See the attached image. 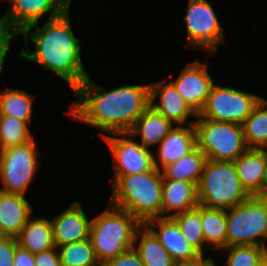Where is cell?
<instances>
[{
	"label": "cell",
	"instance_id": "1",
	"mask_svg": "<svg viewBox=\"0 0 267 266\" xmlns=\"http://www.w3.org/2000/svg\"><path fill=\"white\" fill-rule=\"evenodd\" d=\"M76 100L66 111L70 119L97 128L100 137L130 132L150 106L149 84H127L110 90L98 86L90 76L73 92Z\"/></svg>",
	"mask_w": 267,
	"mask_h": 266
},
{
	"label": "cell",
	"instance_id": "2",
	"mask_svg": "<svg viewBox=\"0 0 267 266\" xmlns=\"http://www.w3.org/2000/svg\"><path fill=\"white\" fill-rule=\"evenodd\" d=\"M47 20L42 27L37 22L19 33L24 38L25 48L18 55L51 71L74 92L89 74L81 57L82 43L71 26L70 8L64 14ZM28 41L33 43L35 50H30Z\"/></svg>",
	"mask_w": 267,
	"mask_h": 266
},
{
	"label": "cell",
	"instance_id": "3",
	"mask_svg": "<svg viewBox=\"0 0 267 266\" xmlns=\"http://www.w3.org/2000/svg\"><path fill=\"white\" fill-rule=\"evenodd\" d=\"M107 203L126 210L141 224L161 217L163 174L156 167L141 174L113 175Z\"/></svg>",
	"mask_w": 267,
	"mask_h": 266
},
{
	"label": "cell",
	"instance_id": "4",
	"mask_svg": "<svg viewBox=\"0 0 267 266\" xmlns=\"http://www.w3.org/2000/svg\"><path fill=\"white\" fill-rule=\"evenodd\" d=\"M108 208L92 217L89 239L96 258L107 260L133 248L136 230L142 225L126 210L105 204Z\"/></svg>",
	"mask_w": 267,
	"mask_h": 266
},
{
	"label": "cell",
	"instance_id": "5",
	"mask_svg": "<svg viewBox=\"0 0 267 266\" xmlns=\"http://www.w3.org/2000/svg\"><path fill=\"white\" fill-rule=\"evenodd\" d=\"M198 204L216 209H231L251 195L240 183L234 161L208 159L197 184Z\"/></svg>",
	"mask_w": 267,
	"mask_h": 266
},
{
	"label": "cell",
	"instance_id": "6",
	"mask_svg": "<svg viewBox=\"0 0 267 266\" xmlns=\"http://www.w3.org/2000/svg\"><path fill=\"white\" fill-rule=\"evenodd\" d=\"M227 247L255 245L267 248V195H252L226 210Z\"/></svg>",
	"mask_w": 267,
	"mask_h": 266
},
{
	"label": "cell",
	"instance_id": "7",
	"mask_svg": "<svg viewBox=\"0 0 267 266\" xmlns=\"http://www.w3.org/2000/svg\"><path fill=\"white\" fill-rule=\"evenodd\" d=\"M194 126L197 147L207 159L235 161L248 149L241 124L196 118Z\"/></svg>",
	"mask_w": 267,
	"mask_h": 266
},
{
	"label": "cell",
	"instance_id": "8",
	"mask_svg": "<svg viewBox=\"0 0 267 266\" xmlns=\"http://www.w3.org/2000/svg\"><path fill=\"white\" fill-rule=\"evenodd\" d=\"M35 140L0 150V191L26 194L40 165Z\"/></svg>",
	"mask_w": 267,
	"mask_h": 266
},
{
	"label": "cell",
	"instance_id": "9",
	"mask_svg": "<svg viewBox=\"0 0 267 266\" xmlns=\"http://www.w3.org/2000/svg\"><path fill=\"white\" fill-rule=\"evenodd\" d=\"M183 22L186 24V47L201 49L215 54L218 46L226 40L224 27L209 0H189Z\"/></svg>",
	"mask_w": 267,
	"mask_h": 266
},
{
	"label": "cell",
	"instance_id": "10",
	"mask_svg": "<svg viewBox=\"0 0 267 266\" xmlns=\"http://www.w3.org/2000/svg\"><path fill=\"white\" fill-rule=\"evenodd\" d=\"M262 97L215 83L197 118L242 124Z\"/></svg>",
	"mask_w": 267,
	"mask_h": 266
},
{
	"label": "cell",
	"instance_id": "11",
	"mask_svg": "<svg viewBox=\"0 0 267 266\" xmlns=\"http://www.w3.org/2000/svg\"><path fill=\"white\" fill-rule=\"evenodd\" d=\"M111 150L113 175L141 174L155 168L154 152L144 148L130 132L102 137Z\"/></svg>",
	"mask_w": 267,
	"mask_h": 266
},
{
	"label": "cell",
	"instance_id": "12",
	"mask_svg": "<svg viewBox=\"0 0 267 266\" xmlns=\"http://www.w3.org/2000/svg\"><path fill=\"white\" fill-rule=\"evenodd\" d=\"M10 2L7 12L0 18V26L20 33L24 28L40 22L48 14V19L64 14L71 6V0H6Z\"/></svg>",
	"mask_w": 267,
	"mask_h": 266
},
{
	"label": "cell",
	"instance_id": "13",
	"mask_svg": "<svg viewBox=\"0 0 267 266\" xmlns=\"http://www.w3.org/2000/svg\"><path fill=\"white\" fill-rule=\"evenodd\" d=\"M171 76L149 83L150 106L175 125L194 124L196 119L190 118H197L198 114L180 96L175 85L168 81Z\"/></svg>",
	"mask_w": 267,
	"mask_h": 266
},
{
	"label": "cell",
	"instance_id": "14",
	"mask_svg": "<svg viewBox=\"0 0 267 266\" xmlns=\"http://www.w3.org/2000/svg\"><path fill=\"white\" fill-rule=\"evenodd\" d=\"M208 63H202L198 58L189 62L176 79L170 80L180 96L198 114L211 92L215 82L208 72Z\"/></svg>",
	"mask_w": 267,
	"mask_h": 266
},
{
	"label": "cell",
	"instance_id": "15",
	"mask_svg": "<svg viewBox=\"0 0 267 266\" xmlns=\"http://www.w3.org/2000/svg\"><path fill=\"white\" fill-rule=\"evenodd\" d=\"M55 247L89 239L92 218H88L78 200L50 219Z\"/></svg>",
	"mask_w": 267,
	"mask_h": 266
},
{
	"label": "cell",
	"instance_id": "16",
	"mask_svg": "<svg viewBox=\"0 0 267 266\" xmlns=\"http://www.w3.org/2000/svg\"><path fill=\"white\" fill-rule=\"evenodd\" d=\"M145 225L159 239L175 263L189 262L202 256L184 238L178 223L173 217H157Z\"/></svg>",
	"mask_w": 267,
	"mask_h": 266
},
{
	"label": "cell",
	"instance_id": "17",
	"mask_svg": "<svg viewBox=\"0 0 267 266\" xmlns=\"http://www.w3.org/2000/svg\"><path fill=\"white\" fill-rule=\"evenodd\" d=\"M197 146L194 124L175 125L169 134L160 142L154 154V165L162 170L176 162Z\"/></svg>",
	"mask_w": 267,
	"mask_h": 266
},
{
	"label": "cell",
	"instance_id": "18",
	"mask_svg": "<svg viewBox=\"0 0 267 266\" xmlns=\"http://www.w3.org/2000/svg\"><path fill=\"white\" fill-rule=\"evenodd\" d=\"M34 212L25 195L0 191V235L17 237Z\"/></svg>",
	"mask_w": 267,
	"mask_h": 266
},
{
	"label": "cell",
	"instance_id": "19",
	"mask_svg": "<svg viewBox=\"0 0 267 266\" xmlns=\"http://www.w3.org/2000/svg\"><path fill=\"white\" fill-rule=\"evenodd\" d=\"M197 185L183 180L163 179L161 217L174 215L196 208Z\"/></svg>",
	"mask_w": 267,
	"mask_h": 266
},
{
	"label": "cell",
	"instance_id": "20",
	"mask_svg": "<svg viewBox=\"0 0 267 266\" xmlns=\"http://www.w3.org/2000/svg\"><path fill=\"white\" fill-rule=\"evenodd\" d=\"M242 186L252 195H264L265 160L262 149H247L235 161Z\"/></svg>",
	"mask_w": 267,
	"mask_h": 266
},
{
	"label": "cell",
	"instance_id": "21",
	"mask_svg": "<svg viewBox=\"0 0 267 266\" xmlns=\"http://www.w3.org/2000/svg\"><path fill=\"white\" fill-rule=\"evenodd\" d=\"M175 125L161 113L149 106L137 119L130 131L134 138L140 137V144L151 150L169 134Z\"/></svg>",
	"mask_w": 267,
	"mask_h": 266
},
{
	"label": "cell",
	"instance_id": "22",
	"mask_svg": "<svg viewBox=\"0 0 267 266\" xmlns=\"http://www.w3.org/2000/svg\"><path fill=\"white\" fill-rule=\"evenodd\" d=\"M32 216L28 218L26 226L16 237L18 245L32 254L55 247L50 219Z\"/></svg>",
	"mask_w": 267,
	"mask_h": 266
},
{
	"label": "cell",
	"instance_id": "23",
	"mask_svg": "<svg viewBox=\"0 0 267 266\" xmlns=\"http://www.w3.org/2000/svg\"><path fill=\"white\" fill-rule=\"evenodd\" d=\"M133 248L138 252L145 266H175L176 264L145 224L136 230Z\"/></svg>",
	"mask_w": 267,
	"mask_h": 266
},
{
	"label": "cell",
	"instance_id": "24",
	"mask_svg": "<svg viewBox=\"0 0 267 266\" xmlns=\"http://www.w3.org/2000/svg\"><path fill=\"white\" fill-rule=\"evenodd\" d=\"M207 160L206 155L196 146L176 162L165 166L161 170L163 179L183 180L197 185Z\"/></svg>",
	"mask_w": 267,
	"mask_h": 266
},
{
	"label": "cell",
	"instance_id": "25",
	"mask_svg": "<svg viewBox=\"0 0 267 266\" xmlns=\"http://www.w3.org/2000/svg\"><path fill=\"white\" fill-rule=\"evenodd\" d=\"M248 149L267 147V99L262 97L241 124Z\"/></svg>",
	"mask_w": 267,
	"mask_h": 266
},
{
	"label": "cell",
	"instance_id": "26",
	"mask_svg": "<svg viewBox=\"0 0 267 266\" xmlns=\"http://www.w3.org/2000/svg\"><path fill=\"white\" fill-rule=\"evenodd\" d=\"M201 224L206 245L216 252L227 247L226 210L201 205Z\"/></svg>",
	"mask_w": 267,
	"mask_h": 266
},
{
	"label": "cell",
	"instance_id": "27",
	"mask_svg": "<svg viewBox=\"0 0 267 266\" xmlns=\"http://www.w3.org/2000/svg\"><path fill=\"white\" fill-rule=\"evenodd\" d=\"M34 98L25 90L7 87L0 92V115L16 117L30 125Z\"/></svg>",
	"mask_w": 267,
	"mask_h": 266
},
{
	"label": "cell",
	"instance_id": "28",
	"mask_svg": "<svg viewBox=\"0 0 267 266\" xmlns=\"http://www.w3.org/2000/svg\"><path fill=\"white\" fill-rule=\"evenodd\" d=\"M187 242L201 255H205V237L201 224V205L173 216ZM205 245V246H204Z\"/></svg>",
	"mask_w": 267,
	"mask_h": 266
},
{
	"label": "cell",
	"instance_id": "29",
	"mask_svg": "<svg viewBox=\"0 0 267 266\" xmlns=\"http://www.w3.org/2000/svg\"><path fill=\"white\" fill-rule=\"evenodd\" d=\"M62 266H102L90 239L57 247Z\"/></svg>",
	"mask_w": 267,
	"mask_h": 266
},
{
	"label": "cell",
	"instance_id": "30",
	"mask_svg": "<svg viewBox=\"0 0 267 266\" xmlns=\"http://www.w3.org/2000/svg\"><path fill=\"white\" fill-rule=\"evenodd\" d=\"M31 130L23 120L0 115V150L31 141L34 138Z\"/></svg>",
	"mask_w": 267,
	"mask_h": 266
},
{
	"label": "cell",
	"instance_id": "31",
	"mask_svg": "<svg viewBox=\"0 0 267 266\" xmlns=\"http://www.w3.org/2000/svg\"><path fill=\"white\" fill-rule=\"evenodd\" d=\"M266 249L255 245H236L219 251L227 252L225 266H262L266 262Z\"/></svg>",
	"mask_w": 267,
	"mask_h": 266
},
{
	"label": "cell",
	"instance_id": "32",
	"mask_svg": "<svg viewBox=\"0 0 267 266\" xmlns=\"http://www.w3.org/2000/svg\"><path fill=\"white\" fill-rule=\"evenodd\" d=\"M17 238L0 235V266H13Z\"/></svg>",
	"mask_w": 267,
	"mask_h": 266
},
{
	"label": "cell",
	"instance_id": "33",
	"mask_svg": "<svg viewBox=\"0 0 267 266\" xmlns=\"http://www.w3.org/2000/svg\"><path fill=\"white\" fill-rule=\"evenodd\" d=\"M102 266H145L138 252L134 249L127 251L107 260Z\"/></svg>",
	"mask_w": 267,
	"mask_h": 266
},
{
	"label": "cell",
	"instance_id": "34",
	"mask_svg": "<svg viewBox=\"0 0 267 266\" xmlns=\"http://www.w3.org/2000/svg\"><path fill=\"white\" fill-rule=\"evenodd\" d=\"M19 36L15 30L0 26V77L12 42Z\"/></svg>",
	"mask_w": 267,
	"mask_h": 266
},
{
	"label": "cell",
	"instance_id": "35",
	"mask_svg": "<svg viewBox=\"0 0 267 266\" xmlns=\"http://www.w3.org/2000/svg\"><path fill=\"white\" fill-rule=\"evenodd\" d=\"M36 266H62L57 247L34 254Z\"/></svg>",
	"mask_w": 267,
	"mask_h": 266
},
{
	"label": "cell",
	"instance_id": "36",
	"mask_svg": "<svg viewBox=\"0 0 267 266\" xmlns=\"http://www.w3.org/2000/svg\"><path fill=\"white\" fill-rule=\"evenodd\" d=\"M13 266H36L34 254L18 245L14 255Z\"/></svg>",
	"mask_w": 267,
	"mask_h": 266
},
{
	"label": "cell",
	"instance_id": "37",
	"mask_svg": "<svg viewBox=\"0 0 267 266\" xmlns=\"http://www.w3.org/2000/svg\"><path fill=\"white\" fill-rule=\"evenodd\" d=\"M215 264L216 263L213 258V255L210 254L207 257L206 255H202L198 259L193 261L176 263L175 266H218V264Z\"/></svg>",
	"mask_w": 267,
	"mask_h": 266
},
{
	"label": "cell",
	"instance_id": "38",
	"mask_svg": "<svg viewBox=\"0 0 267 266\" xmlns=\"http://www.w3.org/2000/svg\"><path fill=\"white\" fill-rule=\"evenodd\" d=\"M264 152V160H265V175H264V195H267V147L262 148Z\"/></svg>",
	"mask_w": 267,
	"mask_h": 266
}]
</instances>
